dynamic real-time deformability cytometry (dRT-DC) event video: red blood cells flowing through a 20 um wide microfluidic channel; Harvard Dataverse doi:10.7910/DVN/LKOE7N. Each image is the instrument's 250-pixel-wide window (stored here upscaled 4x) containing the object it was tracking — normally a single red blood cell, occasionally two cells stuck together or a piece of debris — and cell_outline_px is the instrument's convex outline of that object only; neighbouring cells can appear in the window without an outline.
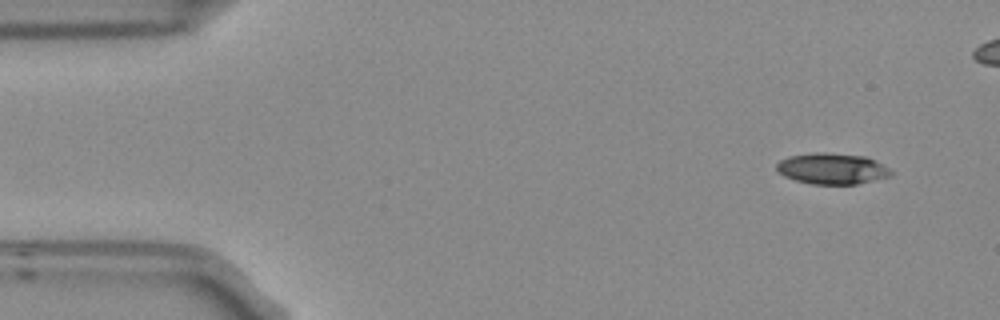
{"species": "Egyptian fruit bat (a non-hibernating species)", "species_latin": "Rousettus aegyptiacus", "temperature_condition": "room temperature", "stored_images_in_passage": 4, "camera_frame_rate_fps": 3000, "um_per_image_px": 0.085, "frame": {"image": 1, "passage_image": 1, "time_ms": 0.0, "image_size_px": [1000, 320], "cell_outline_px": [[896, 172], [892, 176], [856, 184], [812, 184], [796, 180], [784, 176], [776, 172], [776, 164], [780, 160], [788, 156], [816, 152], [824, 152], [864, 156]], "centroid_in_image_um": [70.7, 14.34], "position_along_channel_um": 14.3, "area_um2": 20.69}}